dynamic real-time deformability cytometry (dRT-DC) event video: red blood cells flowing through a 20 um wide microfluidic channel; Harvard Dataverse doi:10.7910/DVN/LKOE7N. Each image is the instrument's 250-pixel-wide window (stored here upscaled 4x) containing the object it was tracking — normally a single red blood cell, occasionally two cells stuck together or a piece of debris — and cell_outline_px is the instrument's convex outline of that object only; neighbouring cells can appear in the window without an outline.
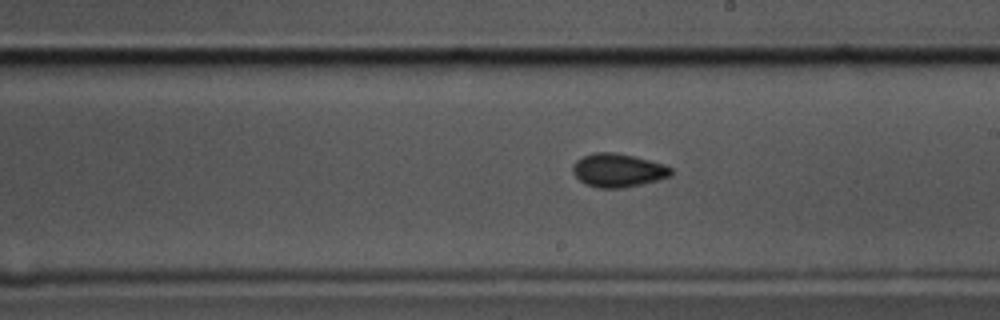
{"species": "common noctule bat (a hibernating species)", "species_latin": "Nyctalus noctula", "temperature_condition": "cold", "stored_images_in_passage": 58, "camera_frame_rate_fps": 3000, "um_per_image_px": 0.085, "animal": {"sex": "male", "body_mass_g": 17.5, "forearm_length_mm": 52.3}, "frame": {"image": 1, "passage_image": 33, "time_ms": 10.667, "image_size_px": [1000, 320], "cell_outline_px": [[672, 176], [640, 184], [620, 188], [600, 188], [584, 184], [572, 172], [572, 164], [576, 160], [592, 152], [616, 152], [664, 164], [672, 168]], "centroid_in_image_um": [52.5, 14.47], "position_along_channel_um": 236.5, "area_um2": 19.13}}
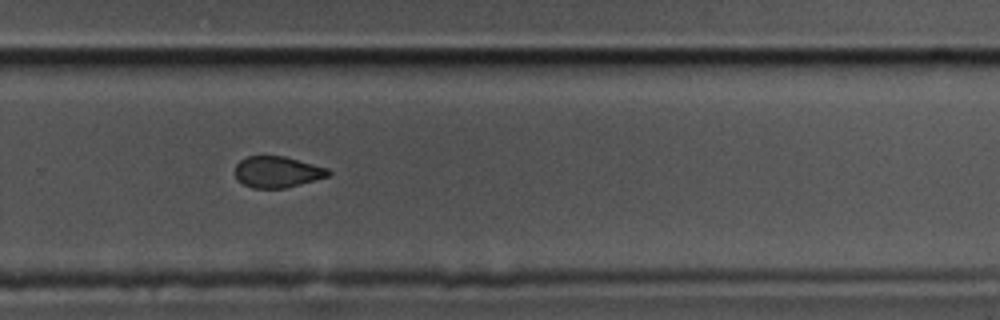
{"frame": {"image": 2, "passage_image": 39, "time_ms": 12.667, "image_size_px": [1000, 320], "cell_outline_px": [[332, 172], [328, 176], [300, 184], [284, 188], [252, 188], [244, 184], [236, 176], [236, 164], [240, 160], [248, 156], [284, 156], [328, 168]], "centroid_in_image_um": [23.58, 14.61], "position_along_channel_um": 306.2, "area_um2": 16.76}}
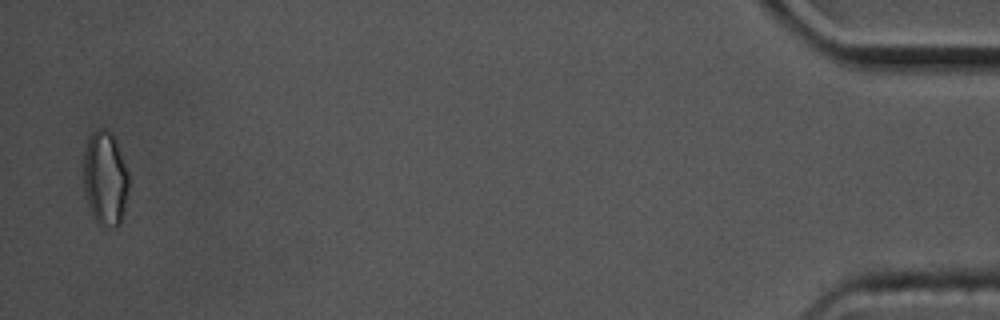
{"frame": {"image": 3, "passage_image": 57, "time_ms": 18.667, "image_size_px": [1000, 320], "cell_outline_px": [[128, 192], [120, 224], [116, 228], [100, 228], [92, 216], [88, 204], [84, 188], [84, 152], [88, 136], [96, 128], [108, 128], [112, 132], [116, 140], [128, 172]], "centroid_in_image_um": [8.93, 15.17], "position_along_channel_um": 426.3, "area_um2": 25.37}, "authors_computed_cell_mechanics": {"area_um2": 18.4671, "velocity_mm_per_s": 3.4899, "shape_relaxation_time_tau1_ms": 3.7212, "shape_relaxation_time_tau2_ms": 6.3177, "deformation_change_tau1": 0.0792, "deformation_change_tau2": 0.1042}}